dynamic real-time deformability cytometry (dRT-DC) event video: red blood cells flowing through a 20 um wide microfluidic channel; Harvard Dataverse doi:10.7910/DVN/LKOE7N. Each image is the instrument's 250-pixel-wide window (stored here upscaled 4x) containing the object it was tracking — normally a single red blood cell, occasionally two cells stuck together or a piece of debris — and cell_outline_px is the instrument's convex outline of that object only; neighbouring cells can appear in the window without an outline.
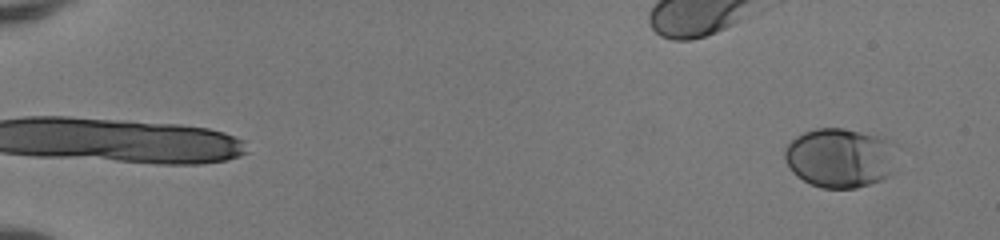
{"species": "human", "species_latin": "Homo sapiens", "temperature_condition": "room temperature", "stored_images_in_passage": 52, "camera_frame_rate_fps": 3000, "um_per_image_px": 0.085, "donor": {"sex": "female"}, "frame": {"image": 1, "passage_image": 4, "time_ms": 1.0, "image_size_px": [1000, 240], "cell_outline_px": [[896, 172], [880, 180], [856, 188], [820, 188], [796, 176], [792, 172], [784, 160], [784, 148], [796, 136], [804, 132], [816, 128], [844, 128], [884, 136], [892, 140], [896, 168]], "centroid_in_image_um": [71.42, 13.4], "position_along_channel_um": 13.6, "area_um2": 39.54}}
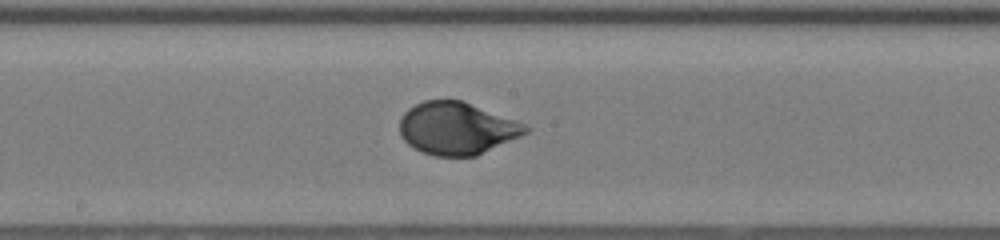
{"frame": {"image": 2, "passage_image": 31, "time_ms": 10.0, "image_size_px": [1000, 240], "cell_outline_px": [[532, 128], [528, 132], [520, 136], [476, 156], [436, 156], [424, 152], [408, 144], [400, 136], [400, 120], [404, 112], [408, 108], [424, 100], [460, 100], [524, 124]], "centroid_in_image_um": [38.8, 10.91], "position_along_channel_um": 209.4, "area_um2": 37.92}}
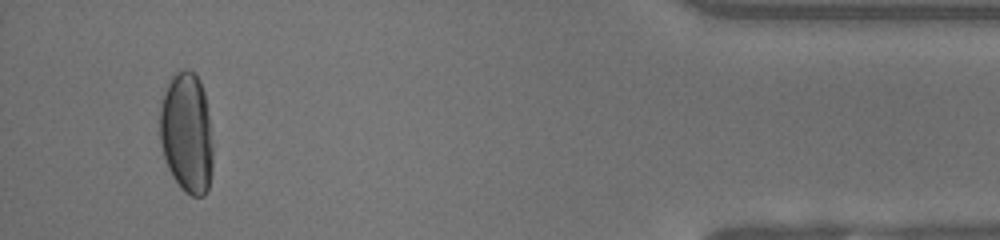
{"frame": {"image": 3, "passage_image": 50, "time_ms": 16.333, "image_size_px": [1000, 240], "cell_outline_px": [[212, 172], [208, 188], [204, 196], [192, 196], [184, 192], [180, 188], [172, 176], [168, 168], [164, 156], [160, 140], [160, 108], [164, 92], [172, 76], [176, 72], [184, 68], [188, 68], [196, 72], [200, 80], [204, 92], [208, 116], [212, 144]], "centroid_in_image_um": [15.87, 11.3], "position_along_channel_um": 419.3, "area_um2": 37.51}, "authors_computed_cell_mechanics": {"area_um2": 37.7145, "velocity_mm_per_s": 4.1477, "shape_relaxation_time_tau1_ms": 4.3057, "shape_relaxation_time_tau2_ms": null, "deformation_change_tau1": 0.1882, "deformation_change_tau2": null}}